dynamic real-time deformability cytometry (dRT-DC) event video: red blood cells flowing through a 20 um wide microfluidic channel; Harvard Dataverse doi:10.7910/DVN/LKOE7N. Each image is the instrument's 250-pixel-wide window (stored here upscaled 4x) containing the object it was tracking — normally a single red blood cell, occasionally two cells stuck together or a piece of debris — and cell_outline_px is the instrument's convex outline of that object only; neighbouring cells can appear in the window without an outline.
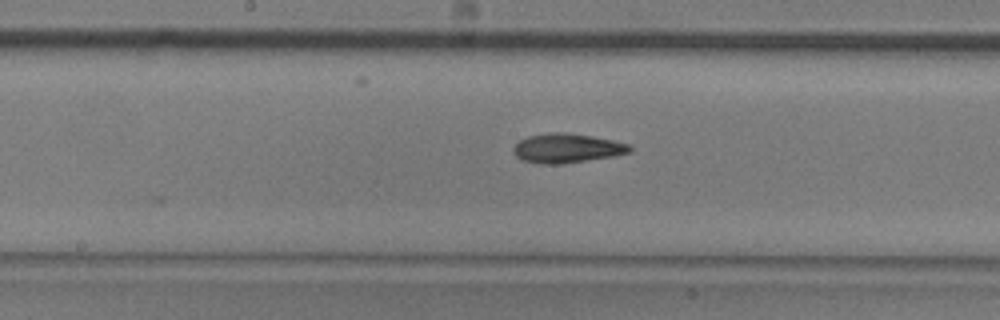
{"species": "common noctule bat (a hibernating species)", "species_latin": "Nyctalus noctula", "temperature_condition": "room temperature", "stored_images_in_passage": 8, "camera_frame_rate_fps": 3000, "um_per_image_px": 0.085, "animal": {"sex": "male", "body_mass_g": 20.5, "forearm_length_mm": 52.5}, "frame": {"image": 1, "passage_image": 7, "time_ms": 7.0, "image_size_px": [1000, 320], "cell_outline_px": [[632, 152], [612, 156], [560, 164], [540, 164], [520, 160], [512, 152], [512, 148], [520, 140], [528, 136], [552, 132], [564, 132], [592, 136], [612, 140], [628, 144], [632, 148]], "centroid_in_image_um": [48.15, 12.6], "position_along_channel_um": 200.1, "area_um2": 19.83}}
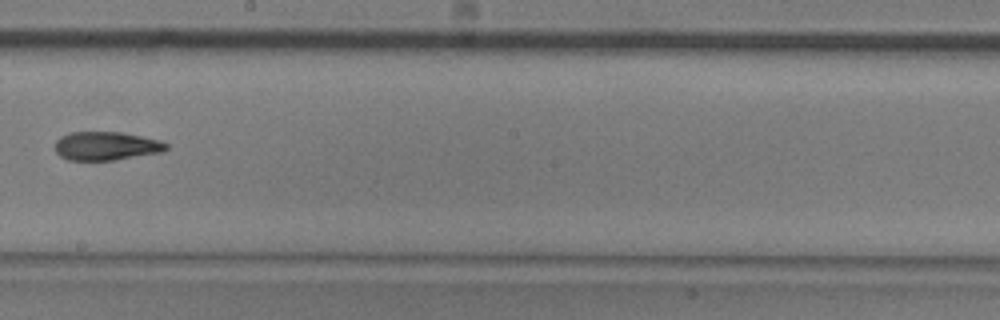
{"frame": {"image": 2, "passage_image": 8, "time_ms": 8.0, "image_size_px": [1000, 320], "cell_outline_px": [[168, 148], [164, 152], [116, 160], [68, 160], [60, 156], [56, 152], [56, 140], [60, 136], [72, 132], [120, 132], [144, 136], [160, 140], [168, 144]], "centroid_in_image_um": [9.07, 12.41], "position_along_channel_um": 239.1, "area_um2": 18.73}}